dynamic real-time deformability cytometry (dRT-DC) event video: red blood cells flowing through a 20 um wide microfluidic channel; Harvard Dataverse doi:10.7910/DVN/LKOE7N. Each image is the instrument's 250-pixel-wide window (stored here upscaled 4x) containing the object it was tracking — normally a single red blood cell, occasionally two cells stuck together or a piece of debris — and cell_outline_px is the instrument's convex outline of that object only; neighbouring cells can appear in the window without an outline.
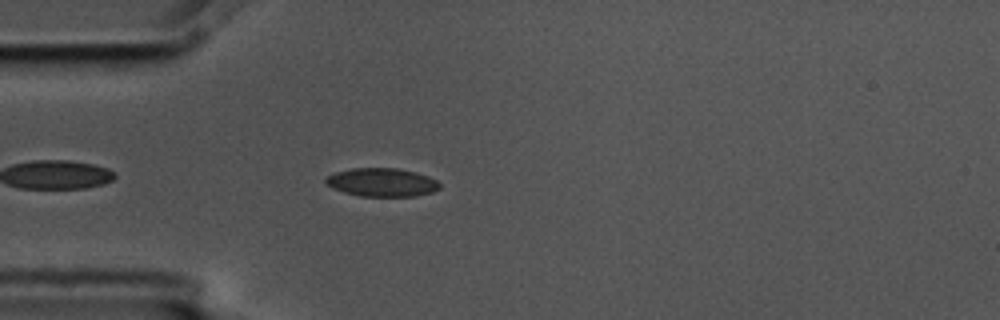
{"species": "common noctule bat (a hibernating species)", "species_latin": "Nyctalus noctula", "temperature_condition": "cold", "stored_images_in_passage": 3, "camera_frame_rate_fps": 3000, "um_per_image_px": 0.085, "animal": {"sex": "male", "body_mass_g": 17.5, "forearm_length_mm": 52.3}, "frame": {"image": 1, "passage_image": 3, "time_ms": 0.667, "image_size_px": [1000, 320], "cell_outline_px": [[440, 188], [432, 192], [412, 196], [360, 196], [344, 192], [332, 188], [324, 180], [328, 176], [336, 172], [352, 168], [396, 168], [416, 172], [428, 176], [436, 180], [440, 184]], "centroid_in_image_um": [32.47, 15.49], "position_along_channel_um": 52.5, "area_um2": 18.73}}